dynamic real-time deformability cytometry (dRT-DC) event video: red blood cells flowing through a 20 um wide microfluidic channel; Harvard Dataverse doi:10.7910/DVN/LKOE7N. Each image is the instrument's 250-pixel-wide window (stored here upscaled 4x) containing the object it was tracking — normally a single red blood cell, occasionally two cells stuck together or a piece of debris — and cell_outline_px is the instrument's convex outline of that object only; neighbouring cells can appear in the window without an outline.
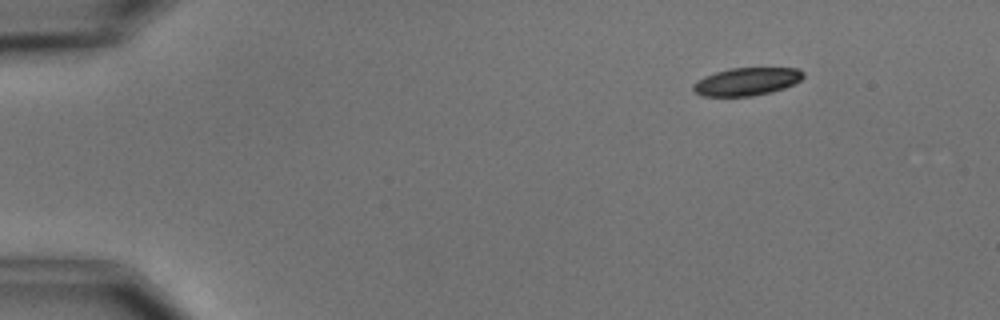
{"species": "common noctule bat (a hibernating species)", "species_latin": "Nyctalus noctula", "temperature_condition": "cold", "stored_images_in_passage": 3, "camera_frame_rate_fps": 3000, "um_per_image_px": 0.085, "animal": {"sex": "male", "body_mass_g": 15.6}, "frame": {"image": 1, "passage_image": 1, "time_ms": 0.0, "image_size_px": [1000, 320], "cell_outline_px": [[804, 76], [800, 80], [784, 88], [772, 92], [752, 96], [700, 96], [692, 88], [692, 84], [696, 80], [704, 76], [728, 68], [796, 68], [804, 72]], "centroid_in_image_um": [63.44, 6.93], "position_along_channel_um": 21.6, "area_um2": 17.92}}
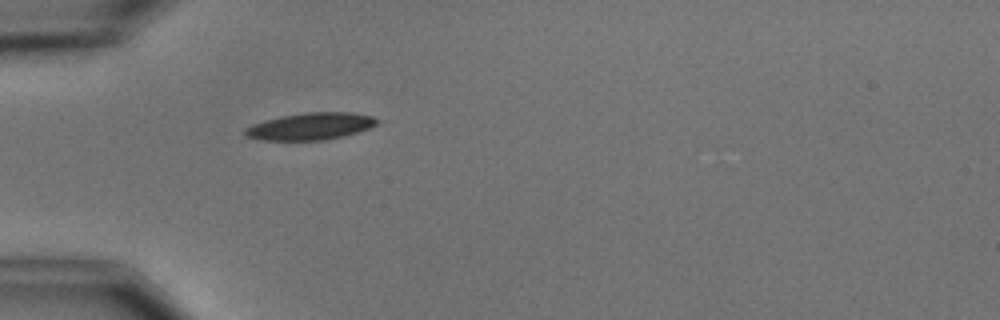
{"frame": {"image": 2, "passage_image": 3, "time_ms": 3.333, "image_size_px": [1000, 320], "cell_outline_px": [[380, 120], [376, 124], [368, 128], [344, 136], [324, 140], [264, 140], [244, 136], [244, 128], [252, 124], [264, 120], [280, 116], [304, 112], [352, 112], [372, 116]], "centroid_in_image_um": [26.36, 10.73], "position_along_channel_um": 58.6, "area_um2": 20.87}}